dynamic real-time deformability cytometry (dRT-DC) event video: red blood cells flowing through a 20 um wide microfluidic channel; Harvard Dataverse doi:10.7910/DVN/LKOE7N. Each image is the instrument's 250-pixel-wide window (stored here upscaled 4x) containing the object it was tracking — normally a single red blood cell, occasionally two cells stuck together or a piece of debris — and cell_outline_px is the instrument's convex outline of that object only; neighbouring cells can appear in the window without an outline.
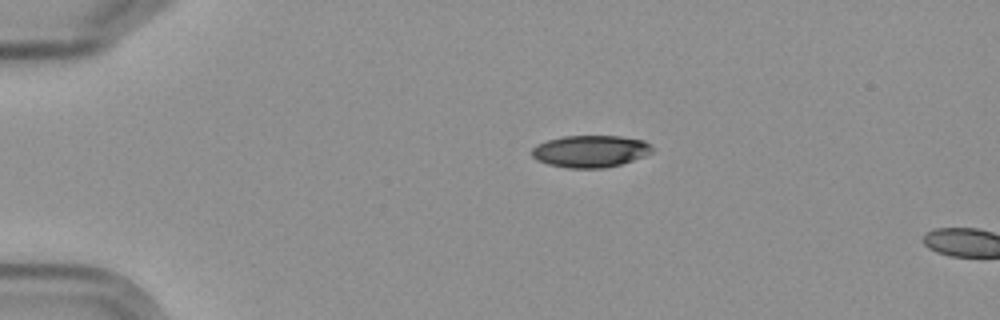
{"species": "Egyptian fruit bat (a non-hibernating species)", "species_latin": "Rousettus aegyptiacus", "temperature_condition": "cold", "stored_images_in_passage": 2, "camera_frame_rate_fps": 3000, "um_per_image_px": 0.085, "frame": {"image": 1, "passage_image": 1, "time_ms": 0.0, "image_size_px": [1000, 320], "cell_outline_px": [[652, 152], [644, 156], [620, 164], [604, 168], [568, 168], [548, 164], [536, 160], [532, 156], [532, 148], [536, 144], [548, 140], [564, 136], [620, 136], [644, 140], [652, 148]], "centroid_in_image_um": [50.15, 12.85], "position_along_channel_um": 34.8, "area_um2": 22.37}}